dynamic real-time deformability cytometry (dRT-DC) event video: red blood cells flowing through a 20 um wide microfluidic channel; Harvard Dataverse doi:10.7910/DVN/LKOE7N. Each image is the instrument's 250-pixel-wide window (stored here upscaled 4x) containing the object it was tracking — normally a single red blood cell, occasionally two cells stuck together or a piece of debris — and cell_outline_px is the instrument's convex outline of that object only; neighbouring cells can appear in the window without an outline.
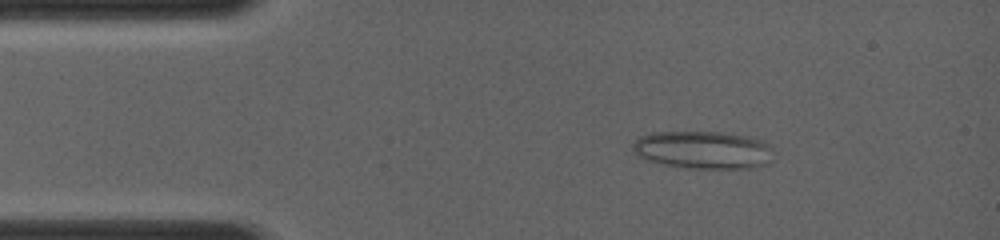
{"species": "common noctule bat (a hibernating species)", "species_latin": "Nyctalus noctula", "temperature_condition": "room temperature", "stored_images_in_passage": 43, "camera_frame_rate_fps": 4000, "um_per_image_px": 0.085, "animal": {"sex": "female", "body_mass_g": 19.0, "forearm_length_mm": 56.7}, "frame": {"image": 1, "passage_image": 3, "time_ms": 1.5, "image_size_px": [1000, 240], "cell_outline_px": [[772, 160], [764, 164], [752, 168], [688, 168], [660, 164], [636, 156], [632, 148], [632, 144], [640, 136], [652, 132], [720, 132], [744, 136], [760, 140], [768, 144]], "centroid_in_image_um": [59.69, 12.75], "position_along_channel_um": 25.3, "area_um2": 30.81}}
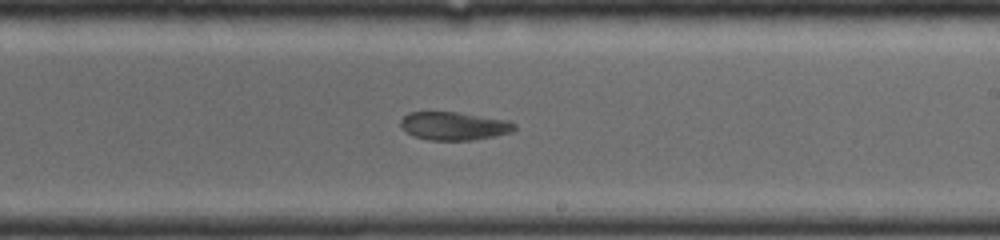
{"frame": {"image": 2, "passage_image": 24, "time_ms": 7.5, "image_size_px": [1000, 240], "cell_outline_px": [[516, 128], [512, 132], [472, 140], [428, 140], [412, 136], [400, 124], [400, 120], [408, 112], [456, 112], [508, 120], [516, 124]], "centroid_in_image_um": [38.59, 10.71], "position_along_channel_um": 250.4, "area_um2": 18.61}}
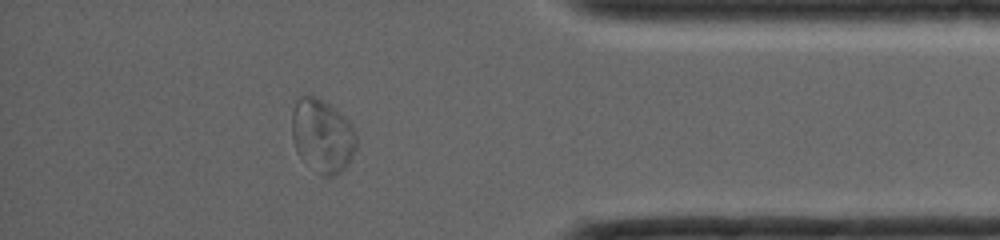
{"frame": {"image": 3, "passage_image": 39, "time_ms": 11.25, "image_size_px": [1000, 240], "cell_outline_px": [[356, 148], [352, 156], [344, 168], [340, 172], [332, 176], [324, 176], [316, 172], [296, 152], [292, 136], [292, 108], [296, 100], [300, 96], [316, 96], [328, 104], [344, 116], [352, 124], [356, 132]], "centroid_in_image_um": [27.39, 11.53], "position_along_channel_um": 407.8, "area_um2": 27.57}}